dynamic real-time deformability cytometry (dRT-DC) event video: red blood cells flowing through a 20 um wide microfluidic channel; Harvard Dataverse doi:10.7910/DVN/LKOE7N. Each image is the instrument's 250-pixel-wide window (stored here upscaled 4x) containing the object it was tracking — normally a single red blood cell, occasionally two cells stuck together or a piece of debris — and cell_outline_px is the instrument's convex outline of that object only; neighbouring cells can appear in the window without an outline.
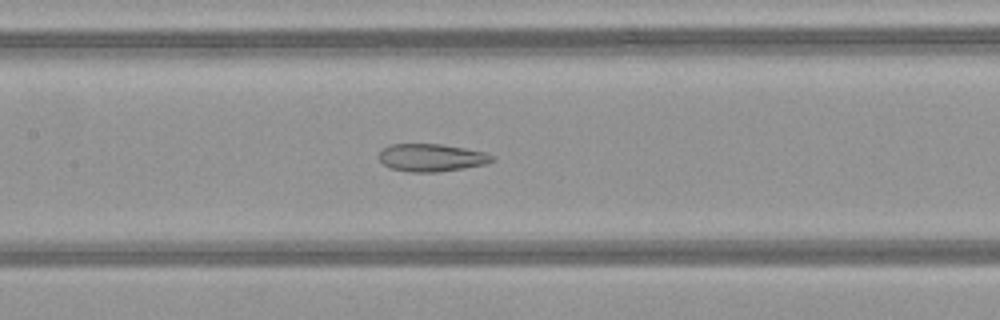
{"species": "common noctule bat (a hibernating species)", "species_latin": "Nyctalus noctula", "temperature_condition": "warm", "stored_images_in_passage": 50, "camera_frame_rate_fps": 3000, "um_per_image_px": 0.085, "animal": {"sex": "female", "body_mass_g": 21.9}, "frame": {"image": 1, "passage_image": 24, "time_ms": 7.667, "image_size_px": [1000, 320], "cell_outline_px": [[496, 160], [488, 164], [440, 172], [408, 172], [392, 168], [384, 164], [380, 160], [380, 148], [388, 144], [440, 144], [464, 148], [484, 152], [496, 156]], "centroid_in_image_um": [36.71, 13.4], "position_along_channel_um": 170.7, "area_um2": 18.44}}
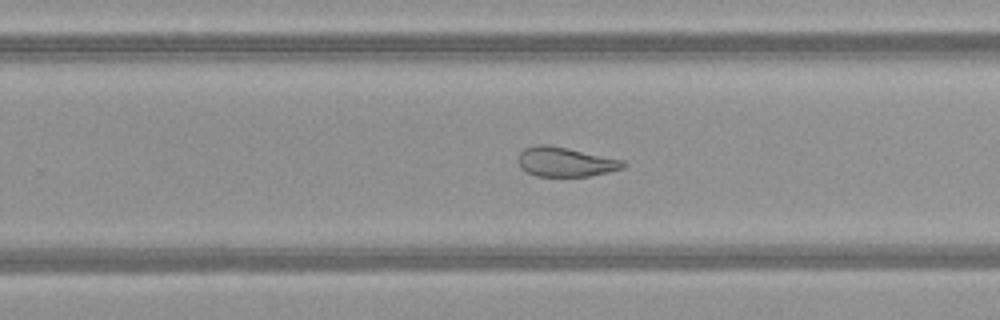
{"frame": {"image": 2, "passage_image": 32, "time_ms": 10.333, "image_size_px": [1000, 320], "cell_outline_px": [[628, 164], [624, 168], [588, 176], [536, 176], [520, 168], [520, 152], [524, 148], [536, 144], [552, 144], [624, 160]], "centroid_in_image_um": [48.09, 13.74], "position_along_channel_um": 281.7, "area_um2": 18.15}}
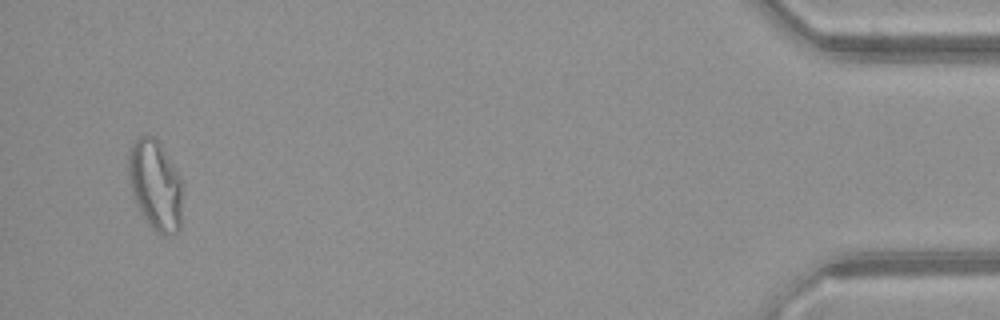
{"frame": {"image": 3, "passage_image": 48, "time_ms": 15.667, "image_size_px": [1000, 320], "cell_outline_px": [[184, 184], [180, 228], [176, 232], [168, 236], [160, 236], [148, 224], [140, 212], [136, 204], [132, 192], [128, 176], [128, 152], [132, 140], [140, 136], [156, 136], [180, 176]], "centroid_in_image_um": [13.22, 15.74], "position_along_channel_um": 422.0, "area_um2": 29.19}, "authors_computed_cell_mechanics": {"area_um2": 24.276, "velocity_mm_per_s": 4.1836, "shape_relaxation_time_tau1_ms": null, "shape_relaxation_time_tau2_ms": 1.8241, "deformation_change_tau1": null, "deformation_change_tau2": 0.0999}}